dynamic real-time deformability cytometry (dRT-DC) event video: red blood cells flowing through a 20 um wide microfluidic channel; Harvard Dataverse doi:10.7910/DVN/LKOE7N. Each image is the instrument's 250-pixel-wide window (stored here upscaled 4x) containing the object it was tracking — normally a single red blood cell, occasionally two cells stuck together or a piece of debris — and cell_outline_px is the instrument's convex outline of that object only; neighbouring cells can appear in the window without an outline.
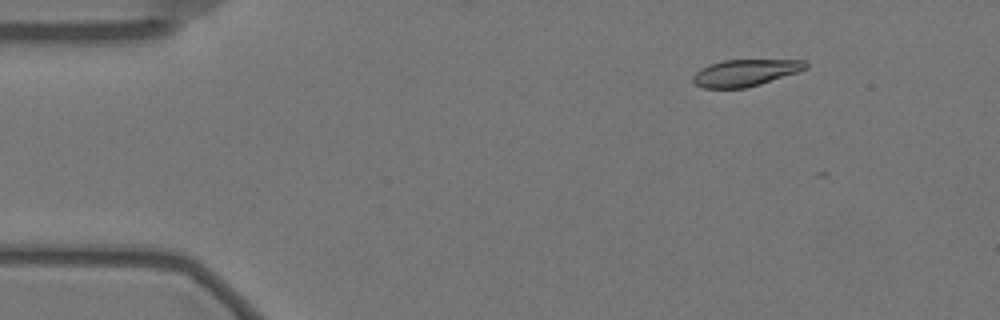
{"species": "Egyptian fruit bat (a non-hibernating species)", "species_latin": "Rousettus aegyptiacus", "temperature_condition": "warm", "stored_images_in_passage": 14, "camera_frame_rate_fps": 3000, "um_per_image_px": 0.085, "animal": {"sex": "female"}, "frame": {"image": 1, "passage_image": 3, "time_ms": 0.667, "image_size_px": [1000, 320], "cell_outline_px": [[808, 68], [760, 84], [744, 88], [704, 88], [696, 84], [692, 80], [692, 76], [700, 68], [708, 64], [724, 60], [804, 60], [808, 64]], "centroid_in_image_um": [63.31, 6.18], "position_along_channel_um": 21.7, "area_um2": 17.46}}
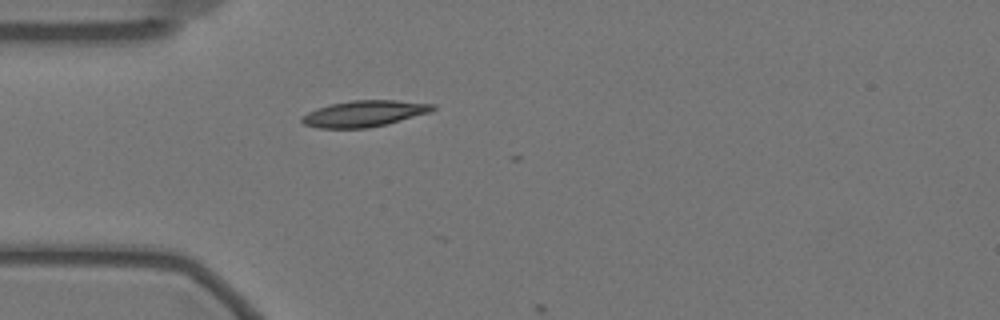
{"frame": {"image": 2, "passage_image": 12, "time_ms": 3.667, "image_size_px": [1000, 320], "cell_outline_px": [[436, 108], [428, 112], [388, 124], [368, 128], [316, 128], [304, 124], [300, 120], [300, 116], [316, 108], [332, 104], [352, 100], [396, 100], [436, 104]], "centroid_in_image_um": [30.93, 9.66], "position_along_channel_um": 54.1, "area_um2": 20.0}}